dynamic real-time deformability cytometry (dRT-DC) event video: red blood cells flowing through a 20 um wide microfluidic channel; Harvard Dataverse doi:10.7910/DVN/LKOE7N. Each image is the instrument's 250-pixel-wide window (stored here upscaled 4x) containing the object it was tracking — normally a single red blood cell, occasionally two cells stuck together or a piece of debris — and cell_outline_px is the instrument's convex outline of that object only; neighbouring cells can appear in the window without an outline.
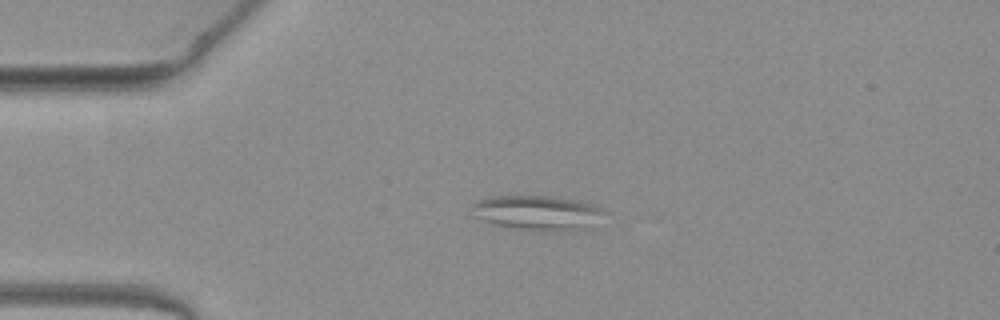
{"species": "common noctule bat (a hibernating species)", "species_latin": "Nyctalus noctula", "temperature_condition": "warm", "stored_images_in_passage": 48, "camera_frame_rate_fps": 3000, "um_per_image_px": 0.085, "animal": {"sex": "female", "body_mass_g": 19.3, "forearm_length_mm": 54.1}, "frame": {"image": 1, "passage_image": 9, "time_ms": 2.667, "image_size_px": [1000, 320], "cell_outline_px": [[608, 212], [584, 228], [572, 232], [532, 232], [496, 224], [472, 216], [472, 204], [476, 200], [488, 196], [552, 196], [576, 200], [592, 204]], "centroid_in_image_um": [45.65, 18.1], "position_along_channel_um": 39.3, "area_um2": 27.22}}
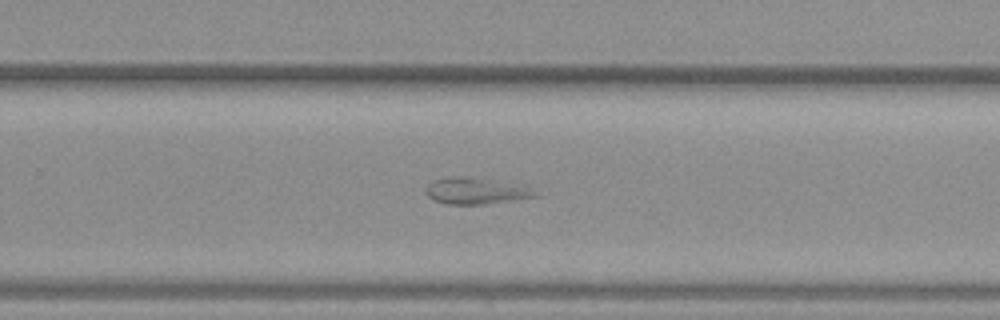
{"frame": {"image": 2, "passage_image": 30, "time_ms": 9.667, "image_size_px": [1000, 320], "cell_outline_px": [[540, 196], [488, 204], [448, 204], [432, 200], [424, 192], [424, 188], [432, 180], [448, 176], [464, 176], [532, 188]], "centroid_in_image_um": [40.36, 16.24], "position_along_channel_um": 289.4, "area_um2": 16.7}}
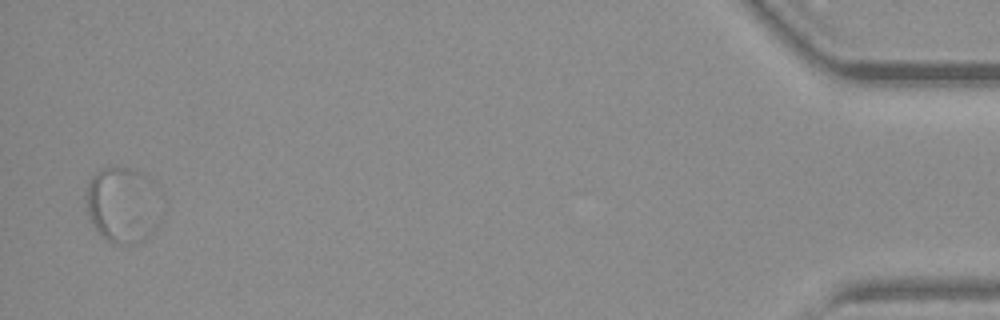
{"frame": {"image": 3, "passage_image": 47, "time_ms": 15.333, "image_size_px": [1000, 320], "cell_outline_px": [[152, 232], [140, 244], [112, 244], [88, 220], [88, 184], [92, 176], [100, 168], [136, 168], [148, 180]], "centroid_in_image_um": [10.22, 17.44], "position_along_channel_um": 425.0, "area_um2": 30.35}}